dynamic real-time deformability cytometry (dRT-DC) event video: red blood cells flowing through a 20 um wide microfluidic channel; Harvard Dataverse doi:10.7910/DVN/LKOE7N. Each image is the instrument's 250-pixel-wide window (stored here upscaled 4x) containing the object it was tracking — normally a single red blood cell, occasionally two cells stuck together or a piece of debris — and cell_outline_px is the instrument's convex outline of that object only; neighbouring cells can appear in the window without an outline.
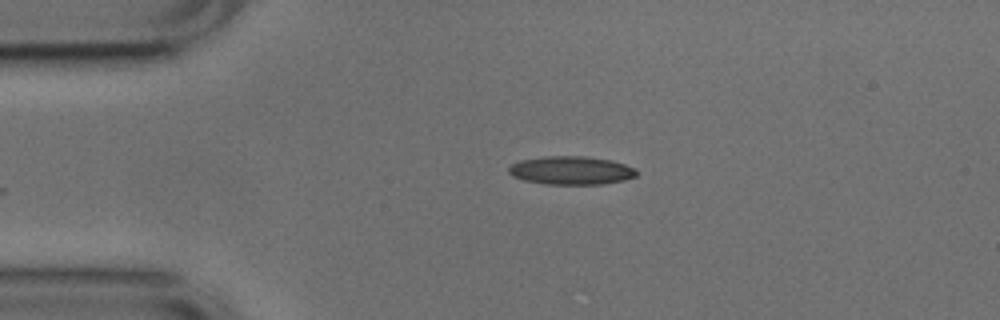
{"species": "common noctule bat (a hibernating species)", "species_latin": "Nyctalus noctula", "temperature_condition": "cold", "stored_images_in_passage": 42, "camera_frame_rate_fps": 3000, "um_per_image_px": 0.085, "animal": {"sex": "male", "body_mass_g": 17.9, "forearm_length_mm": 54.2}, "frame": {"image": 1, "passage_image": 1, "time_ms": 0.0, "image_size_px": [1000, 320], "cell_outline_px": [[640, 172], [636, 176], [624, 180], [600, 184], [544, 184], [524, 180], [512, 176], [508, 172], [508, 168], [512, 164], [520, 160], [544, 156], [584, 156], [612, 160], [624, 164]], "centroid_in_image_um": [48.53, 14.48], "position_along_channel_um": 36.5, "area_um2": 21.15}}
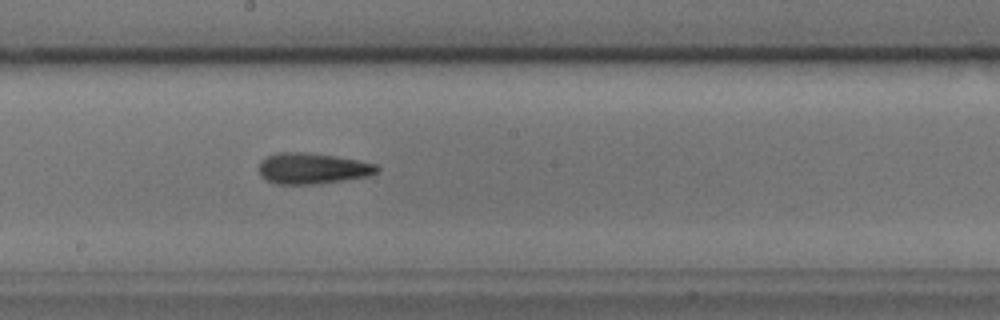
{"frame": {"image": 2, "passage_image": 18, "time_ms": 5.667, "image_size_px": [1000, 320], "cell_outline_px": [[380, 168], [376, 172], [368, 176], [316, 184], [272, 184], [260, 176], [260, 160], [276, 152], [308, 152], [336, 156], [376, 164]], "centroid_in_image_um": [26.51, 14.31], "position_along_channel_um": 221.7, "area_um2": 21.33}}
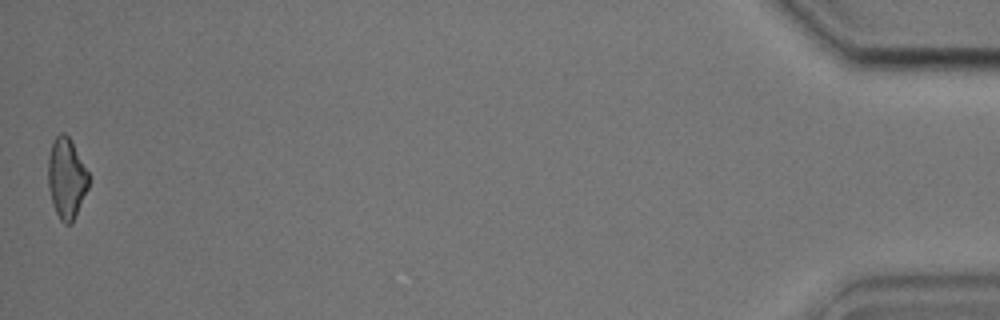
{"frame": {"image": 3, "passage_image": 42, "time_ms": 13.667, "image_size_px": [1000, 320], "cell_outline_px": [[88, 188], [72, 224], [64, 224], [60, 220], [52, 204], [48, 188], [48, 156], [52, 144], [56, 136], [60, 132], [64, 132], [72, 140], [88, 172]], "centroid_in_image_um": [5.64, 15.15], "position_along_channel_um": 429.6, "area_um2": 19.13}, "authors_computed_cell_mechanics": {"area_um2": 20.5479, "velocity_mm_per_s": 3.8, "shape_relaxation_time_tau1_ms": 8.1389, "shape_relaxation_time_tau2_ms": 4.0733, "deformation_change_tau1": 0.1642, "deformation_change_tau2": 0.1472}}